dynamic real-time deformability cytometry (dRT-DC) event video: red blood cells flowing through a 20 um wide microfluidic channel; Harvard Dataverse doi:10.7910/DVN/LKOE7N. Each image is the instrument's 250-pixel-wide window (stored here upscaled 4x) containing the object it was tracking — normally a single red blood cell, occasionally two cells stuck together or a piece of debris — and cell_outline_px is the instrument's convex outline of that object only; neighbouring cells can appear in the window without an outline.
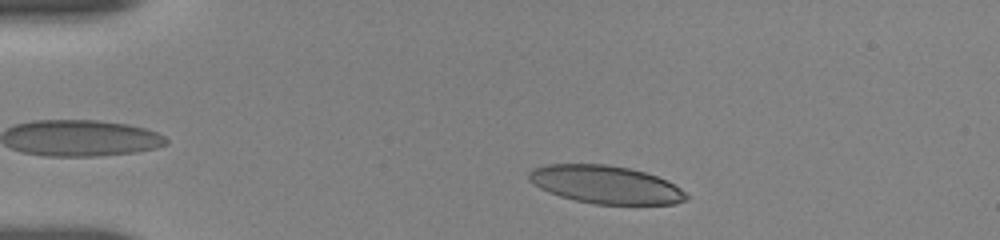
{"species": "human", "species_latin": "Homo sapiens", "temperature_condition": "room temperature", "stored_images_in_passage": 42, "camera_frame_rate_fps": 3000, "um_per_image_px": 0.085, "donor": {"sex": "female"}, "frame": {"image": 1, "passage_image": 5, "time_ms": 1.333, "image_size_px": [1000, 240], "cell_outline_px": [[688, 200], [676, 204], [596, 204], [576, 200], [560, 196], [548, 192], [532, 184], [528, 180], [528, 172], [532, 168], [548, 164], [604, 164], [628, 168], [644, 172], [668, 180], [680, 188], [688, 196]], "centroid_in_image_um": [51.46, 15.69], "position_along_channel_um": 33.5, "area_um2": 34.85}}
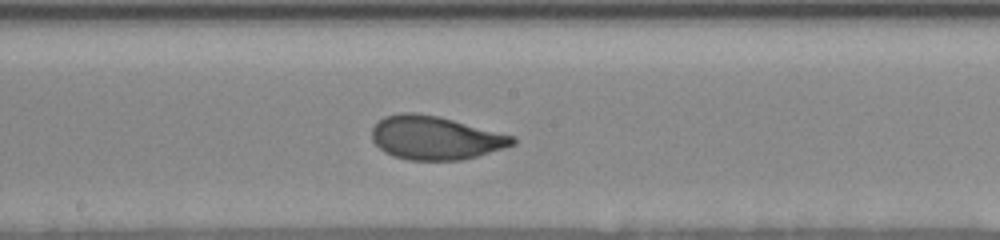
{"frame": {"image": 2, "passage_image": 24, "time_ms": 7.667, "image_size_px": [1000, 240], "cell_outline_px": [[516, 144], [504, 148], [476, 156], [460, 160], [408, 160], [392, 156], [384, 152], [372, 140], [372, 128], [384, 116], [400, 112], [416, 112], [440, 116], [516, 136]], "centroid_in_image_um": [37.01, 11.7], "position_along_channel_um": 211.2, "area_um2": 35.95}}
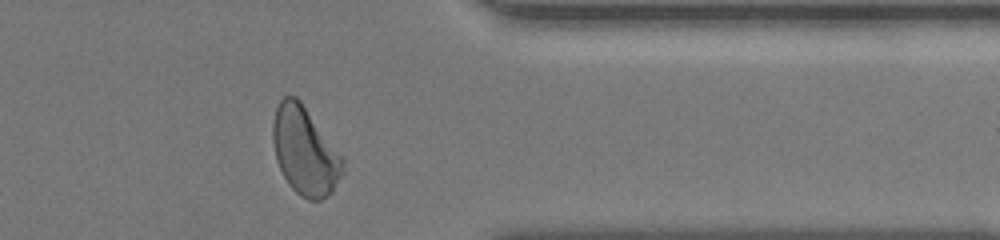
{"frame": {"image": 3, "passage_image": 39, "time_ms": 12.667, "image_size_px": [1000, 240], "cell_outline_px": [[344, 172], [332, 192], [320, 200], [308, 200], [300, 196], [288, 184], [276, 160], [272, 140], [272, 120], [276, 108], [280, 100], [284, 96], [296, 96], [300, 100], [344, 156]], "centroid_in_image_um": [25.93, 12.83], "position_along_channel_um": 385.5, "area_um2": 36.3}, "authors_computed_cell_mechanics": {"area_um2": 35.5181, "velocity_mm_per_s": 3.6479, "shape_relaxation_time_tau1_ms": 4.2446, "shape_relaxation_time_tau2_ms": 0.8894, "deformation_change_tau1": 0.1787, "deformation_change_tau2": 0.0673}}